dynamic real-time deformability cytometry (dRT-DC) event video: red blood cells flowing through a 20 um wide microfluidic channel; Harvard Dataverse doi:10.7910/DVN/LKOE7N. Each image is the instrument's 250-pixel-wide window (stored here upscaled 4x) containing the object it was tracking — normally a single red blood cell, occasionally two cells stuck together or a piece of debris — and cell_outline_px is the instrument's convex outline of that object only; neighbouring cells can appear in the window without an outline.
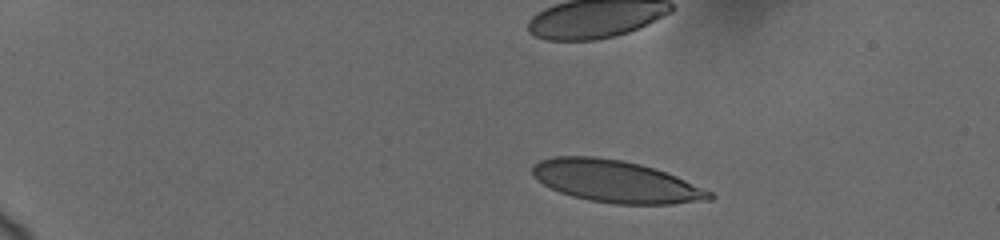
{"species": "human", "species_latin": "Homo sapiens", "temperature_condition": "cold", "stored_images_in_passage": 30, "camera_frame_rate_fps": 3000, "um_per_image_px": 0.085, "donor": {"sex": "female"}, "frame": {"image": 1, "passage_image": 1, "time_ms": 0.0, "image_size_px": [1000, 240], "cell_outline_px": [[716, 196], [712, 200], [672, 204], [612, 204], [588, 200], [572, 196], [560, 192], [544, 184], [532, 172], [532, 168], [540, 160], [556, 156], [592, 156], [620, 160], [640, 164], [676, 176], [712, 192]], "centroid_in_image_um": [52.38, 15.44], "position_along_channel_um": 32.6, "area_um2": 43.06}}